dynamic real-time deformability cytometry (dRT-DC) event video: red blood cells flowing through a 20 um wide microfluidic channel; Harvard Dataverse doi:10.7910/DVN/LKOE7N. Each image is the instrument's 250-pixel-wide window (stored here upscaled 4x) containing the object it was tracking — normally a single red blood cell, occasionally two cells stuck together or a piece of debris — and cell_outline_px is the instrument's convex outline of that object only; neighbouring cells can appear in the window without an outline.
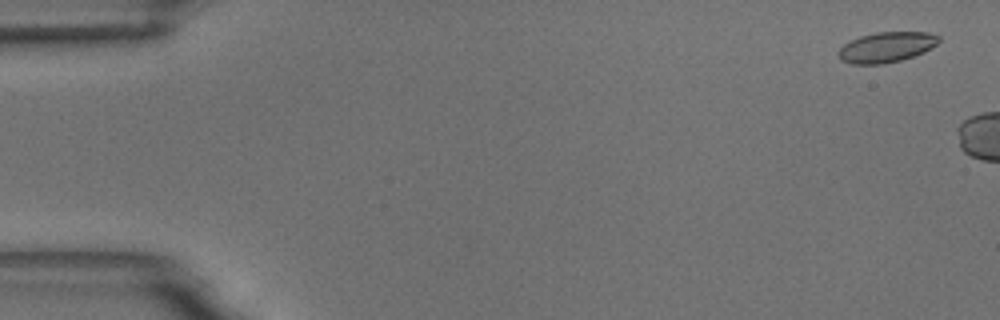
{"species": "common noctule bat (a hibernating species)", "species_latin": "Nyctalus noctula", "temperature_condition": "room temperature", "stored_images_in_passage": 6, "camera_frame_rate_fps": 3000, "um_per_image_px": 0.085, "animal": {"sex": "male", "body_mass_g": 18.8}, "frame": {"image": 1, "passage_image": 2, "time_ms": 0.333, "image_size_px": [1000, 320], "cell_outline_px": [[940, 40], [936, 44], [924, 52], [900, 60], [884, 64], [852, 64], [840, 60], [836, 52], [844, 44], [860, 36], [876, 32], [928, 32], [940, 36]], "centroid_in_image_um": [75.32, 4.01], "position_along_channel_um": 9.7, "area_um2": 17.74}}